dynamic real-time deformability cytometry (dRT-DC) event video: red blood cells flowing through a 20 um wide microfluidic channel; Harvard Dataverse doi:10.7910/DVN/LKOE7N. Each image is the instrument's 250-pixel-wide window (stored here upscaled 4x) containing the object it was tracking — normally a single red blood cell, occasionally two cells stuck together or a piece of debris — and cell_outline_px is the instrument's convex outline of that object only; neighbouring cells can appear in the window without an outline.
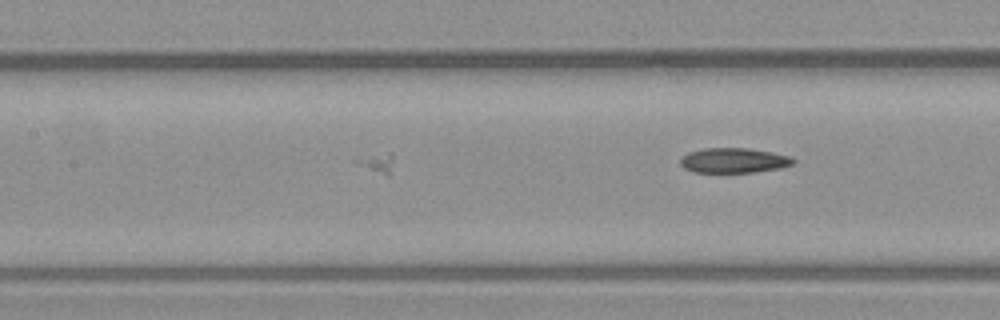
{"species": "common noctule bat (a hibernating species)", "species_latin": "Nyctalus noctula", "temperature_condition": "warm", "stored_images_in_passage": 9, "camera_frame_rate_fps": 3000, "um_per_image_px": 0.085, "animal": {"sex": "male", "body_mass_g": 23.1, "forearm_length_mm": 52.7}, "frame": {"image": 1, "passage_image": 9, "time_ms": 2.667, "image_size_px": [1000, 320], "cell_outline_px": [[796, 164], [780, 168], [756, 172], [692, 172], [684, 168], [680, 164], [680, 160], [688, 152], [704, 148], [748, 148], [772, 152], [792, 156], [796, 160]], "centroid_in_image_um": [62.42, 13.63], "position_along_channel_um": 145.0, "area_um2": 16.59}}